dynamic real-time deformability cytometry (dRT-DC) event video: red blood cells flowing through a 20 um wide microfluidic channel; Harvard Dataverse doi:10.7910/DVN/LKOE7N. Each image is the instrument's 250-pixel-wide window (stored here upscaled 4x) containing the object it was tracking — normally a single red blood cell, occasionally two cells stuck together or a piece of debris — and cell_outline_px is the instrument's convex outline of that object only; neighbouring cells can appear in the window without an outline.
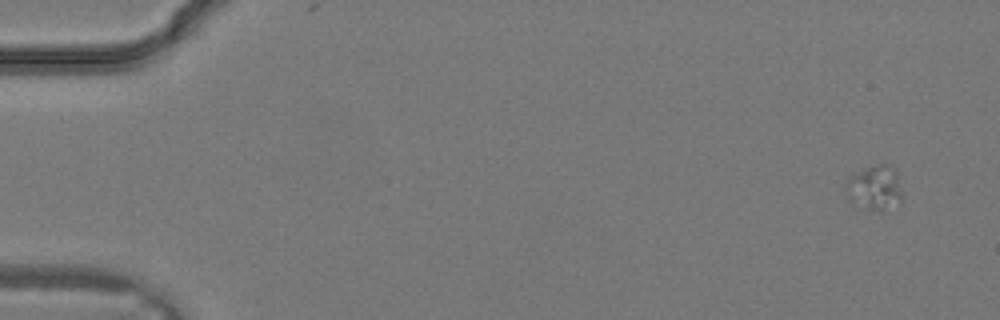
{"species": "common noctule bat (a hibernating species)", "species_latin": "Nyctalus noctula", "temperature_condition": "warm", "stored_images_in_passage": 31, "camera_frame_rate_fps": 3000, "um_per_image_px": 0.085, "animal": {"sex": "male", "body_mass_g": 19.2, "forearm_length_mm": 51.8}, "frame": {"image": 1, "passage_image": 1, "time_ms": 0.0, "image_size_px": [1000, 320], "cell_outline_px": [[900, 204], [880, 212], [868, 208], [848, 200], [844, 188], [844, 180], [848, 176], [876, 164], [888, 164], [896, 168], [900, 192]], "centroid_in_image_um": [74.31, 15.94], "position_along_channel_um": 10.7, "area_um2": 14.8}}
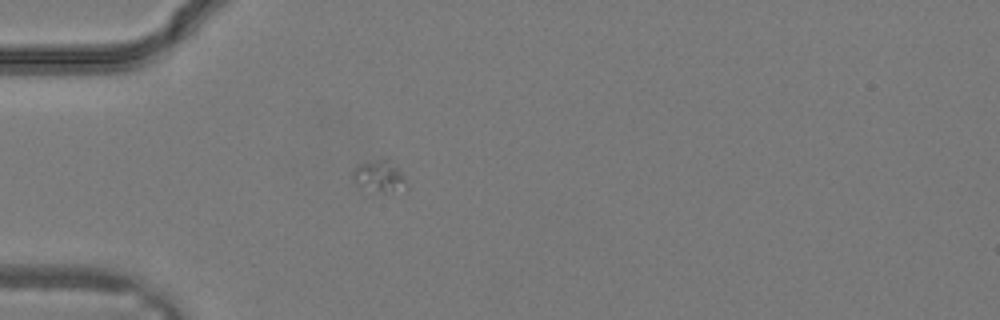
{"frame": {"image": 2, "passage_image": 9, "time_ms": 2.667, "image_size_px": [1000, 320], "cell_outline_px": [[408, 188], [388, 192], [380, 192], [360, 184], [352, 176], [352, 172], [360, 164], [380, 156], [384, 156], [400, 168], [408, 180]], "centroid_in_image_um": [32.36, 14.91], "position_along_channel_um": 52.6, "area_um2": 10.0}}